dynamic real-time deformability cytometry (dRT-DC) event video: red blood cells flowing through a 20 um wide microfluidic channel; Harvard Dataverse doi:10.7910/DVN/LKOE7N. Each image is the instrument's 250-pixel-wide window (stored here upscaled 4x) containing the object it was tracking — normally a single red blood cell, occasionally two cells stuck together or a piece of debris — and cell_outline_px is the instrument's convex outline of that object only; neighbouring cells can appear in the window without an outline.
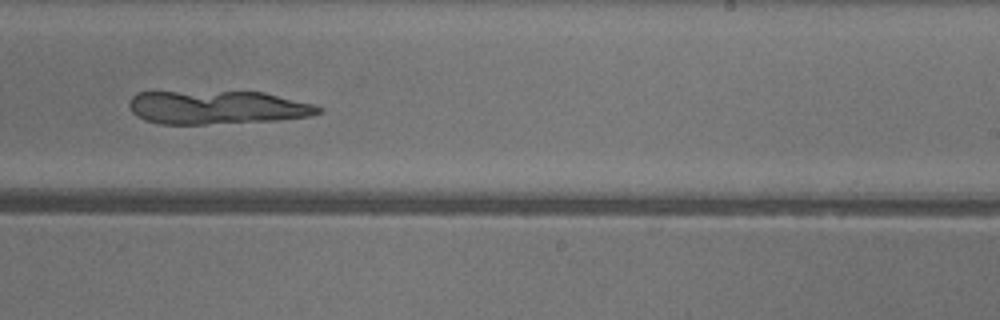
{"species": "common noctule bat (a hibernating species)", "species_latin": "Nyctalus noctula", "temperature_condition": "warm", "stored_images_in_passage": 42, "camera_frame_rate_fps": 3000, "um_per_image_px": 0.085, "animal": {"sex": "female"}, "frame": {"image": 1, "passage_image": 22, "time_ms": 7.0, "image_size_px": [1000, 320], "cell_outline_px": [[324, 112], [308, 116], [276, 120], [204, 124], [160, 124], [144, 120], [136, 116], [132, 112], [128, 104], [132, 96], [136, 92], [264, 92], [312, 104], [324, 108]], "centroid_in_image_um": [18.43, 9.13], "position_along_channel_um": 270.6, "area_um2": 36.82}}
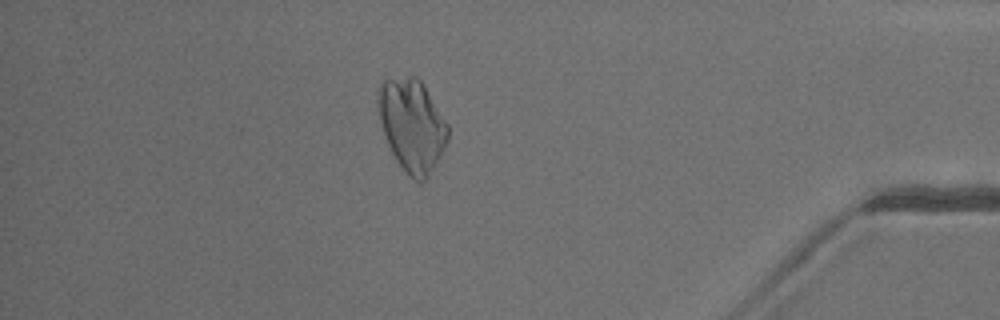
{"frame": {"image": 2, "passage_image": 35, "time_ms": 11.333, "image_size_px": [1000, 320], "cell_outline_px": [[448, 140], [440, 156], [424, 180], [416, 180], [408, 176], [404, 172], [396, 160], [384, 136], [380, 124], [376, 108], [376, 100], [380, 84], [384, 80], [408, 76], [416, 76], [420, 80], [448, 124]], "centroid_in_image_um": [34.98, 10.62], "position_along_channel_um": 400.2, "area_um2": 37.4}}